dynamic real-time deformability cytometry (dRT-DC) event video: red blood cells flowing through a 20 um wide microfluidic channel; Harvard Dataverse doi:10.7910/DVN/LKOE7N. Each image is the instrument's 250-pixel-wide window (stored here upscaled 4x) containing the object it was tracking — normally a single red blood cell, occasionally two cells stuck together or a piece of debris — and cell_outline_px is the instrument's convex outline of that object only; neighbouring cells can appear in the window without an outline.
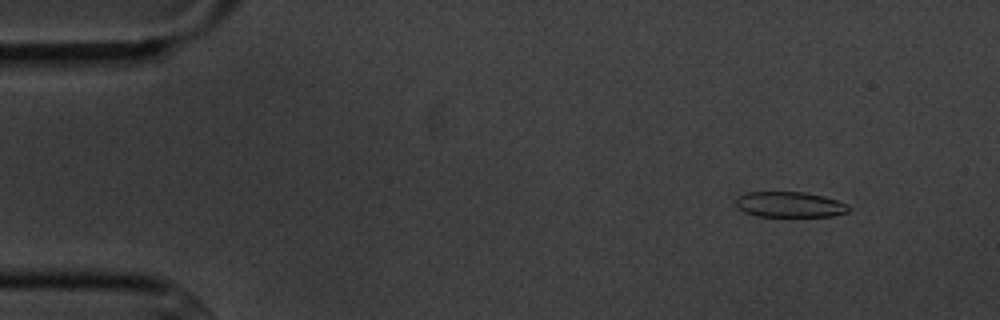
{"species": "common noctule bat (a hibernating species)", "species_latin": "Nyctalus noctula", "temperature_condition": "cold", "stored_images_in_passage": 3, "camera_frame_rate_fps": 3000, "um_per_image_px": 0.085, "animal": {"sex": "male", "body_mass_g": 20.1, "forearm_length_mm": 53.5}, "frame": {"image": 1, "passage_image": 1, "time_ms": 0.0, "image_size_px": [1000, 320], "cell_outline_px": [[848, 212], [832, 216], [760, 216], [744, 212], [736, 204], [736, 196], [744, 192], [804, 192], [824, 196], [848, 204]], "centroid_in_image_um": [67.1, 17.37], "position_along_channel_um": 17.9, "area_um2": 16.7}}